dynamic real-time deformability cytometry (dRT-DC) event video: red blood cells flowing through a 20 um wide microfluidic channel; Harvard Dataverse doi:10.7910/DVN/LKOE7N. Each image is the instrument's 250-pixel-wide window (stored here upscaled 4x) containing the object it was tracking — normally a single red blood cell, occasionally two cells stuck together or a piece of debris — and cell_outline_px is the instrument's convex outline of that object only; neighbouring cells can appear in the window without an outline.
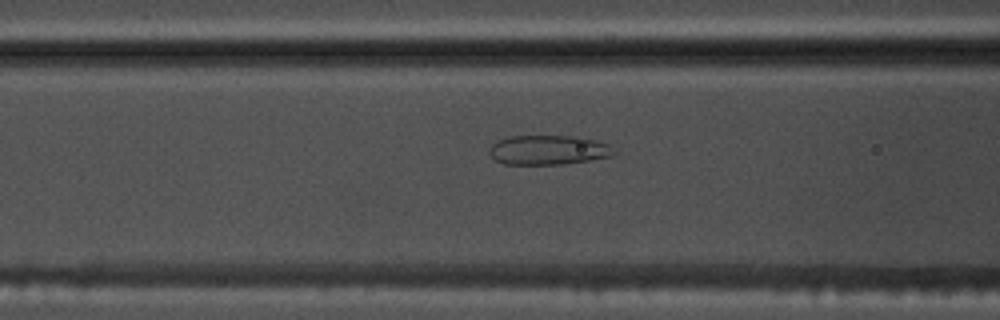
{"species": "common noctule bat (a hibernating species)", "species_latin": "Nyctalus noctula", "temperature_condition": "warm", "stored_images_in_passage": 21, "camera_frame_rate_fps": 3000, "um_per_image_px": 0.085, "animal": {"sex": "male", "body_mass_g": 17.5, "forearm_length_mm": 52.3}, "frame": {"image": 1, "passage_image": 12, "time_ms": 3.667, "image_size_px": [1000, 320], "cell_outline_px": [[620, 152], [612, 156], [564, 164], [504, 164], [496, 160], [488, 152], [492, 144], [496, 140], [508, 136], [580, 136], [596, 140], [608, 144]], "centroid_in_image_um": [46.64, 12.74], "position_along_channel_um": 120.0, "area_um2": 21.68}}
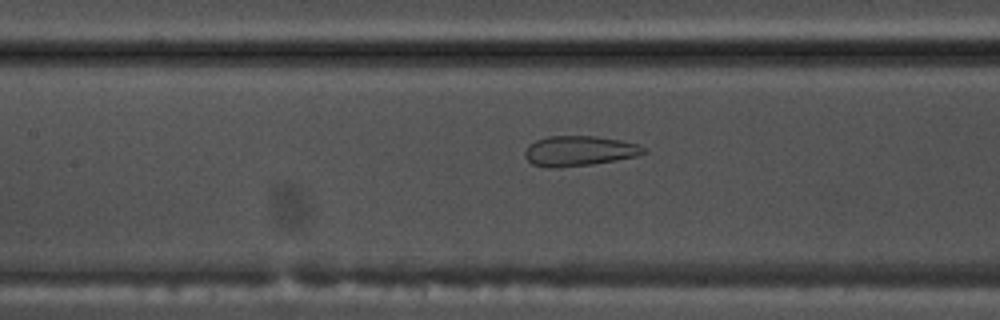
{"frame": {"image": 2, "passage_image": 15, "time_ms": 4.667, "image_size_px": [1000, 320], "cell_outline_px": [[648, 152], [636, 156], [616, 160], [592, 164], [556, 168], [548, 168], [532, 164], [524, 156], [524, 152], [528, 144], [536, 140], [548, 136], [596, 136], [620, 140], [640, 144]], "centroid_in_image_um": [49.22, 12.83], "position_along_channel_um": 158.2, "area_um2": 20.98}}